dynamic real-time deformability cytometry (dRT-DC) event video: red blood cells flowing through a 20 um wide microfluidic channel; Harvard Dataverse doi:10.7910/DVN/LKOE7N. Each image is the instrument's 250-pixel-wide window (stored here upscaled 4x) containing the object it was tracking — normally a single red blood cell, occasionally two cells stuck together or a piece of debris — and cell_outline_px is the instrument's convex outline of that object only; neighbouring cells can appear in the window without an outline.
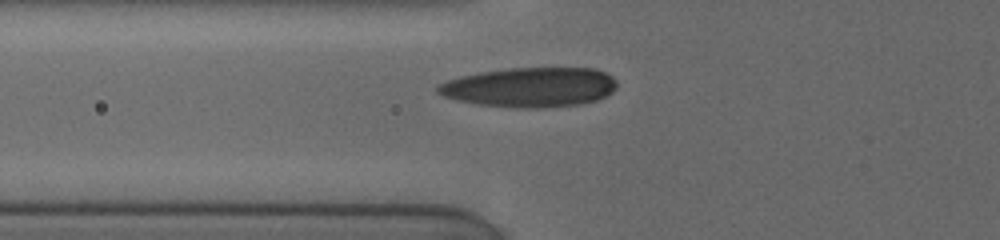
{"species": "human", "species_latin": "Homo sapiens", "temperature_condition": "cold", "stored_images_in_passage": 24, "camera_frame_rate_fps": 3000, "um_per_image_px": 0.085, "donor": {"sex": "female"}, "frame": {"image": 1, "passage_image": 2, "time_ms": 0.667, "image_size_px": [1000, 240], "cell_outline_px": [[616, 88], [612, 92], [596, 100], [580, 104], [540, 108], [520, 108], [476, 104], [444, 96], [436, 92], [436, 84], [460, 76], [480, 72], [508, 68], [596, 68], [612, 76], [616, 80]], "centroid_in_image_um": [45.05, 7.41], "position_along_channel_um": 80.8, "area_um2": 41.44}}
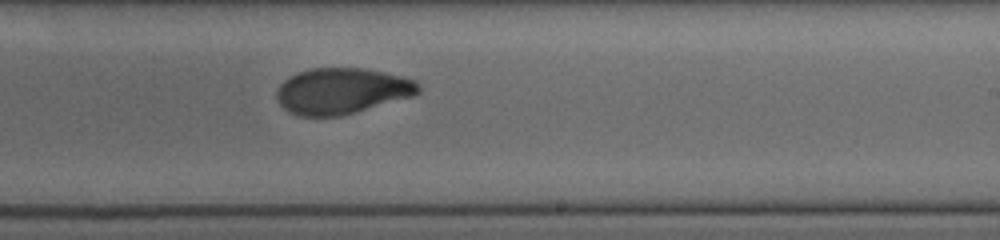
{"frame": {"image": 2, "passage_image": 9, "time_ms": 5.333, "image_size_px": [1000, 240], "cell_outline_px": [[420, 92], [412, 96], [356, 112], [340, 116], [300, 116], [288, 112], [276, 100], [276, 92], [280, 84], [284, 80], [296, 72], [312, 68], [364, 68], [384, 72], [416, 80], [420, 84]], "centroid_in_image_um": [29.04, 7.73], "position_along_channel_um": 260.0, "area_um2": 38.09}}
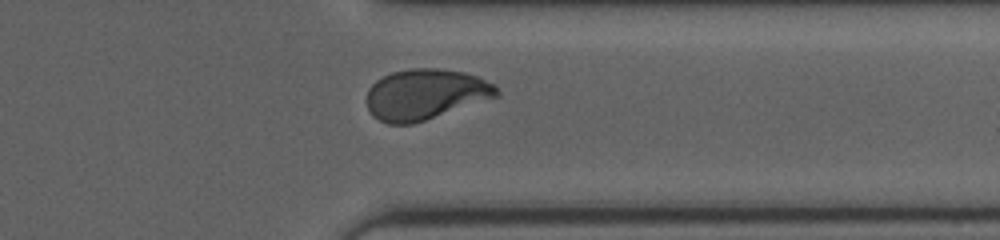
{"frame": {"image": 3, "passage_image": 17, "time_ms": 8.333, "image_size_px": [1000, 240], "cell_outline_px": [[500, 96], [412, 124], [388, 124], [372, 116], [368, 108], [368, 88], [376, 80], [392, 72], [412, 68], [440, 68], [464, 72], [476, 76], [496, 84], [500, 92]], "centroid_in_image_um": [36.18, 8.01], "position_along_channel_um": 375.2, "area_um2": 38.38}, "authors_computed_cell_mechanics": {"area_um2": 38.0902, "velocity_mm_per_s": 3.8292, "shape_relaxation_time_tau1_ms": 7.5889, "shape_relaxation_time_tau2_ms": 1.8029, "deformation_change_tau1": 0.2269, "deformation_change_tau2": 0.0629}}